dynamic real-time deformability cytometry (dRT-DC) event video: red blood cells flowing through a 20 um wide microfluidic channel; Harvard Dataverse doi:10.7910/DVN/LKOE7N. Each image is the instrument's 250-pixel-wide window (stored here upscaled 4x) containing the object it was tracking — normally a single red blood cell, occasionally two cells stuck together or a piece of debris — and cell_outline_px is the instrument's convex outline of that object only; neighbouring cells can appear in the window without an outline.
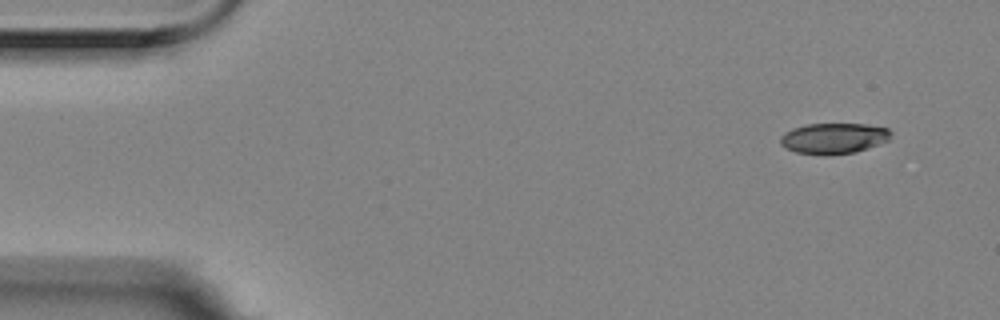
{"species": "Egyptian fruit bat (a non-hibernating species)", "species_latin": "Rousettus aegyptiacus", "temperature_condition": "room temperature", "stored_images_in_passage": 4, "camera_frame_rate_fps": 3000, "um_per_image_px": 0.085, "animal": {"sex": "female"}, "frame": {"image": 1, "passage_image": 1, "time_ms": 0.0, "image_size_px": [1000, 320], "cell_outline_px": [[892, 132], [888, 140], [880, 144], [856, 152], [796, 152], [780, 144], [780, 136], [784, 132], [792, 128], [808, 124], [864, 124], [888, 128]], "centroid_in_image_um": [70.89, 11.71], "position_along_channel_um": 14.1, "area_um2": 19.07}}